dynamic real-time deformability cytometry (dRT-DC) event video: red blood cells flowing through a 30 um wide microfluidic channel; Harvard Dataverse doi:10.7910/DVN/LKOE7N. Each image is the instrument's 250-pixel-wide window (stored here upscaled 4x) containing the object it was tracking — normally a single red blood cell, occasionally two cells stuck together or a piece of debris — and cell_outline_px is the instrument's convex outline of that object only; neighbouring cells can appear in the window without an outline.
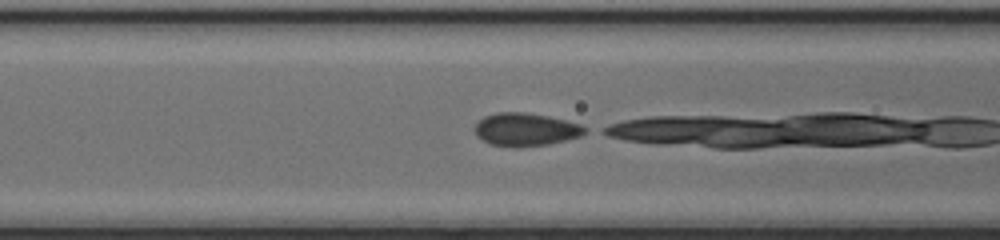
{"species": "common noctule bat (a hibernating species)", "species_latin": "Nyctalus noctula", "temperature_condition": "cold", "stored_images_in_passage": 22, "camera_frame_rate_fps": 3000, "um_per_image_px": 0.085, "animal": {"sex": "female", "body_mass_g": 17.0, "forearm_length_mm": 48.0}, "frame": {"image": 1, "passage_image": 16, "time_ms": 5.0, "image_size_px": [1000, 240], "cell_outline_px": [[588, 132], [580, 136], [548, 144], [516, 148], [512, 148], [492, 144], [476, 136], [472, 128], [484, 116], [496, 112], [524, 112], [548, 116], [580, 124], [588, 128]], "centroid_in_image_um": [44.66, 11.01], "position_along_channel_um": 121.9, "area_um2": 21.33}}